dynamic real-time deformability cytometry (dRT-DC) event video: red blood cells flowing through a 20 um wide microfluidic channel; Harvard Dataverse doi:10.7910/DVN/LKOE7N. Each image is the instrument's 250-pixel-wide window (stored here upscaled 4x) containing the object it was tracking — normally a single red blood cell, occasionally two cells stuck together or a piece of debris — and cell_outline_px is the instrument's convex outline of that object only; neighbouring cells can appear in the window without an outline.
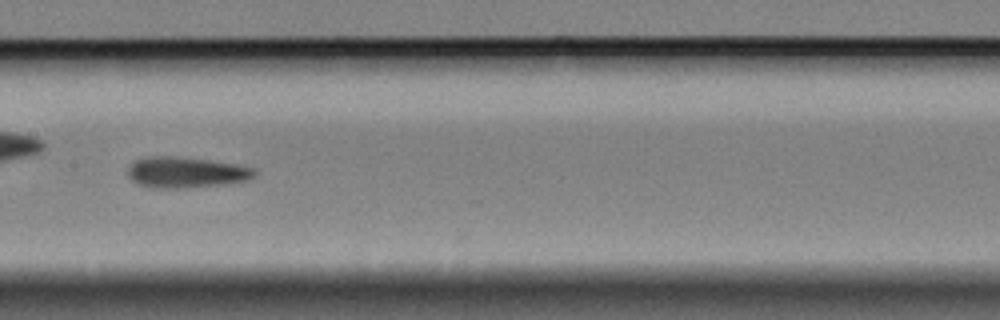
{"species": "Egyptian fruit bat (a non-hibernating species)", "species_latin": "Rousettus aegyptiacus", "temperature_condition": "cold", "stored_images_in_passage": 44, "camera_frame_rate_fps": 3000, "um_per_image_px": 0.085, "animal": {"sex": "female"}, "frame": {"image": 1, "passage_image": 21, "time_ms": 6.667, "image_size_px": [1000, 320], "cell_outline_px": [[256, 172], [248, 180], [228, 184], [184, 188], [148, 188], [136, 184], [128, 176], [128, 168], [136, 160], [148, 156], [172, 156], [208, 160], [236, 164], [252, 168]], "centroid_in_image_um": [15.77, 14.67], "position_along_channel_um": 191.6, "area_um2": 22.83}, "authors_computed_cell_mechanics": {"area_um2": 21.9062, "velocity_mm_per_s": 3.4091, "shape_relaxation_time_tau1_ms": 5.4846, "shape_relaxation_time_tau2_ms": 3.0471, "deformation_change_tau1": 0.1497, "deformation_change_tau2": 0.1145}}